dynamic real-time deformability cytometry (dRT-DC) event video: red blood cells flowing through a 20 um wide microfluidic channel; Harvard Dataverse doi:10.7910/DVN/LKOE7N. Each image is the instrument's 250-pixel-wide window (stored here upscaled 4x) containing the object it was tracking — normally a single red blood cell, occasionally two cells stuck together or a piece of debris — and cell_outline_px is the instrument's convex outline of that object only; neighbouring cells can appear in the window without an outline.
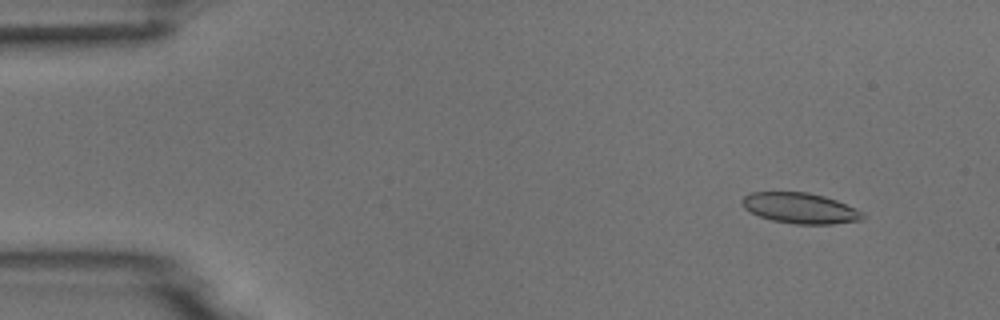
{"species": "common noctule bat (a hibernating species)", "species_latin": "Nyctalus noctula", "temperature_condition": "room temperature", "stored_images_in_passage": 53, "camera_frame_rate_fps": 3000, "um_per_image_px": 0.085, "animal": {"sex": "male", "body_mass_g": 18.8}, "frame": {"image": 1, "passage_image": 5, "time_ms": 1.333, "image_size_px": [1000, 320], "cell_outline_px": [[864, 220], [832, 224], [796, 224], [772, 220], [760, 216], [744, 208], [740, 200], [744, 196], [752, 192], [808, 192], [824, 196], [836, 200], [864, 212]], "centroid_in_image_um": [68.03, 17.69], "position_along_channel_um": 17.0, "area_um2": 21.5}}
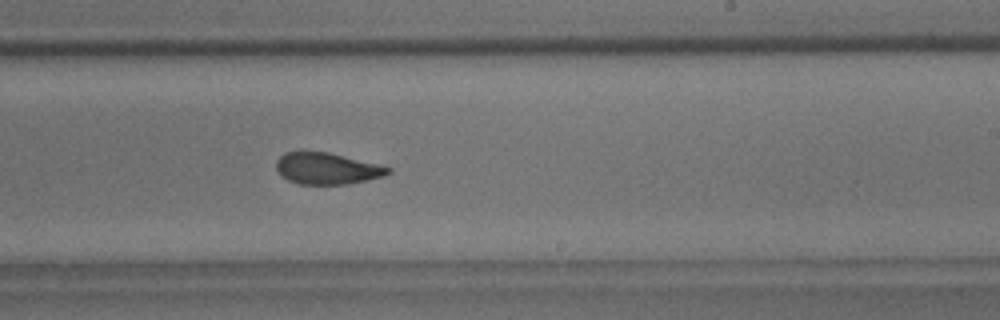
{"frame": {"image": 2, "passage_image": 32, "time_ms": 10.333, "image_size_px": [1000, 320], "cell_outline_px": [[392, 172], [384, 176], [348, 184], [300, 184], [288, 180], [280, 176], [276, 168], [276, 160], [284, 152], [328, 152], [392, 168]], "centroid_in_image_um": [27.77, 14.33], "position_along_channel_um": 261.2, "area_um2": 20.4}}
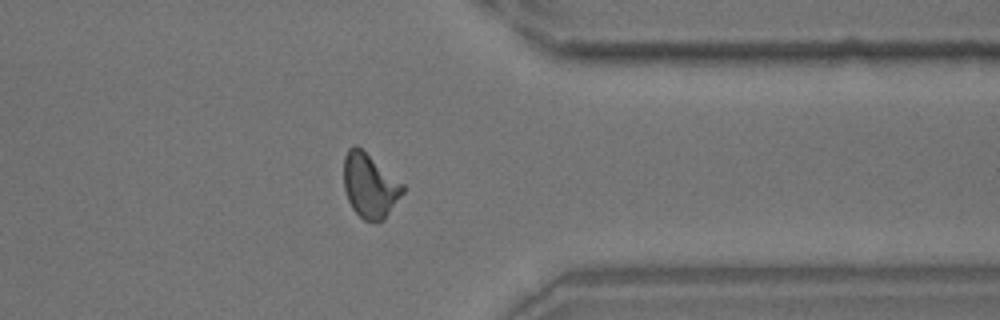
{"frame": {"image": 3, "passage_image": 42, "time_ms": 13.667, "image_size_px": [1000, 320], "cell_outline_px": [[404, 192], [384, 220], [364, 220], [352, 208], [348, 200], [344, 188], [344, 156], [348, 148], [352, 144], [356, 144], [404, 184]], "centroid_in_image_um": [31.42, 15.75], "position_along_channel_um": 380.0, "area_um2": 21.96}}